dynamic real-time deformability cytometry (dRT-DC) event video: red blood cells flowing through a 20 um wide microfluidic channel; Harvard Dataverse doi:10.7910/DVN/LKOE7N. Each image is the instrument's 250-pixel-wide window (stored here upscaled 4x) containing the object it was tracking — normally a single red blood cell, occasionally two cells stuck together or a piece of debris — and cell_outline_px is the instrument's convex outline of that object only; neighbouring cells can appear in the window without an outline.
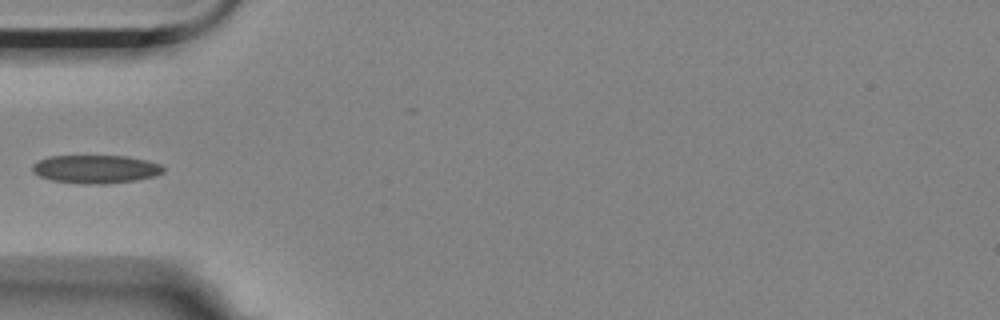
{"species": "Egyptian fruit bat (a non-hibernating species)", "species_latin": "Rousettus aegyptiacus", "temperature_condition": "room temperature", "stored_images_in_passage": 10, "camera_frame_rate_fps": 3000, "um_per_image_px": 0.085, "animal": {"sex": "female"}, "frame": {"image": 1, "passage_image": 5, "time_ms": 5.333, "image_size_px": [1000, 320], "cell_outline_px": [[164, 172], [156, 176], [136, 180], [104, 184], [80, 184], [52, 180], [40, 176], [32, 172], [32, 164], [48, 156], [128, 156], [148, 160], [160, 164], [164, 168]], "centroid_in_image_um": [8.15, 14.37], "position_along_channel_um": 76.8, "area_um2": 21.73}}
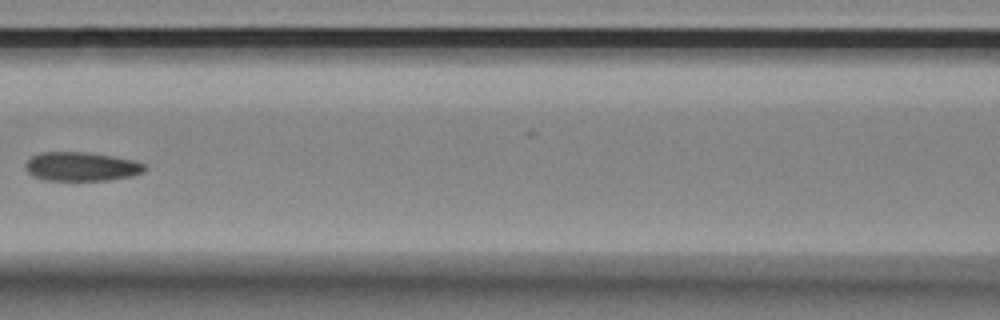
{"frame": {"image": 2, "passage_image": 7, "time_ms": 7.667, "image_size_px": [1000, 320], "cell_outline_px": [[148, 168], [144, 172], [132, 176], [108, 180], [44, 180], [32, 176], [24, 168], [24, 164], [32, 156], [40, 152], [88, 152], [136, 160], [148, 164]], "centroid_in_image_um": [6.96, 14.15], "position_along_channel_um": 159.6, "area_um2": 20.46}}
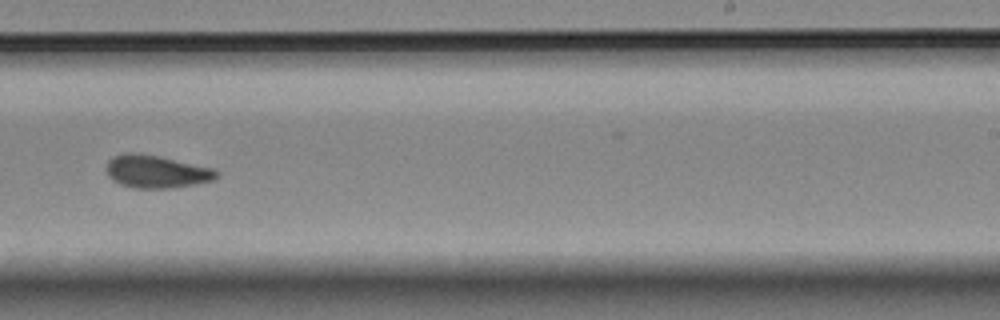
{"frame": {"image": 3, "passage_image": 10, "time_ms": 11.0, "image_size_px": [1000, 320], "cell_outline_px": [[220, 176], [212, 180], [172, 188], [132, 188], [120, 184], [112, 180], [108, 176], [108, 160], [112, 156], [120, 152], [140, 152], [160, 156], [216, 168], [220, 172]], "centroid_in_image_um": [13.3, 14.56], "position_along_channel_um": 275.7, "area_um2": 21.44}}